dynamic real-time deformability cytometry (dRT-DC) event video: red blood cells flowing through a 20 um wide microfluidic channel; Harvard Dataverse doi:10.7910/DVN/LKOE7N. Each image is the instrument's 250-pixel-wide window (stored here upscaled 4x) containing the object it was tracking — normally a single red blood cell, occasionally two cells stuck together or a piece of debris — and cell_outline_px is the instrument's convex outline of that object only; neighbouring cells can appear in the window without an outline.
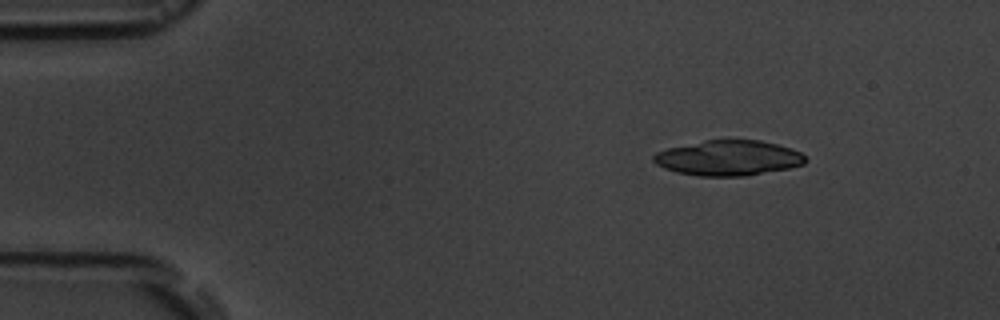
{"species": "common noctule bat (a hibernating species)", "species_latin": "Nyctalus noctula", "temperature_condition": "room temperature", "stored_images_in_passage": 3, "camera_frame_rate_fps": 3000, "um_per_image_px": 0.085, "animal": {"sex": "male", "body_mass_g": 19.5, "forearm_length_mm": 54.6}, "frame": {"image": 1, "passage_image": 1, "time_ms": 0.0, "image_size_px": [1000, 320], "cell_outline_px": [[808, 160], [804, 164], [788, 168], [744, 176], [700, 176], [676, 172], [664, 168], [656, 164], [652, 160], [652, 156], [656, 152], [668, 148], [704, 140], [760, 140], [792, 148], [800, 152]], "centroid_in_image_um": [61.9, 13.42], "position_along_channel_um": 23.1, "area_um2": 31.15}}